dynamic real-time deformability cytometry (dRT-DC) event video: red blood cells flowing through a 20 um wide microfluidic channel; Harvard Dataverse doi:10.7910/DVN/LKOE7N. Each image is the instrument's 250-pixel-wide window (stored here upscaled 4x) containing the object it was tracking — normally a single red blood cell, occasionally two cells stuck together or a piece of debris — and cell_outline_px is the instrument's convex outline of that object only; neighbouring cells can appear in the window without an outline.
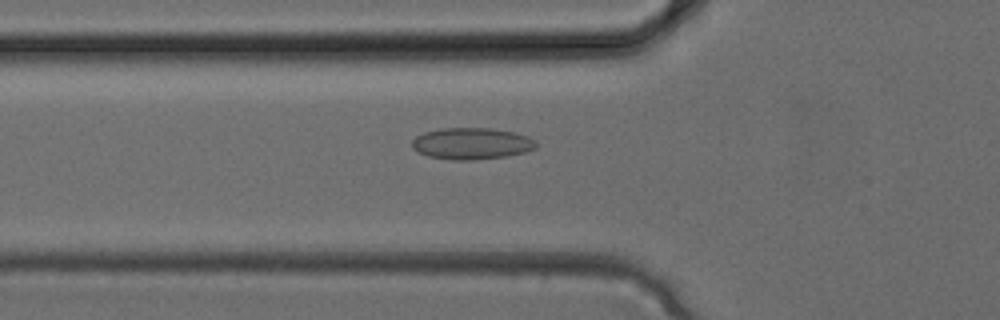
{"species": "common noctule bat (a hibernating species)", "species_latin": "Nyctalus noctula", "temperature_condition": "cold", "stored_images_in_passage": 34, "camera_frame_rate_fps": 3000, "um_per_image_px": 0.085, "animal": {"sex": "female", "body_mass_g": 24.6, "forearm_length_mm": 56.2}, "frame": {"image": 1, "passage_image": 12, "time_ms": 3.667, "image_size_px": [1000, 320], "cell_outline_px": [[536, 148], [524, 152], [508, 156], [472, 160], [452, 160], [428, 156], [412, 148], [412, 140], [416, 136], [424, 132], [440, 128], [488, 128], [516, 132], [528, 136], [536, 140]], "centroid_in_image_um": [40.1, 12.2], "position_along_channel_um": 85.7, "area_um2": 22.95}}
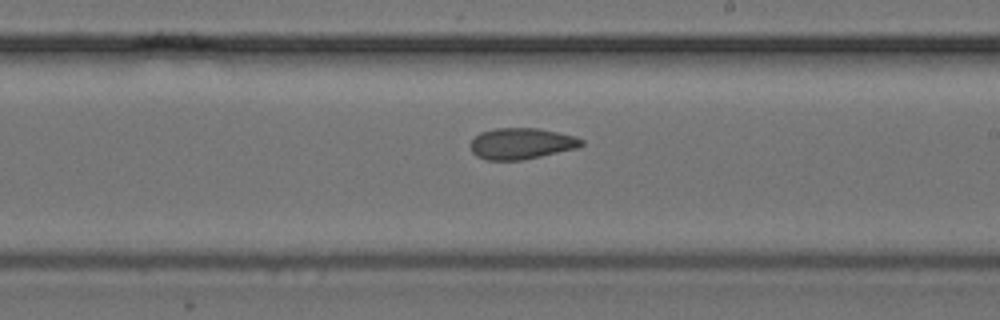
{"frame": {"image": 2, "passage_image": 20, "time_ms": 6.333, "image_size_px": [1000, 320], "cell_outline_px": [[584, 144], [576, 148], [540, 156], [520, 160], [488, 160], [476, 156], [472, 152], [472, 140], [480, 132], [496, 128], [536, 128], [576, 136], [584, 140]], "centroid_in_image_um": [44.32, 12.2], "position_along_channel_um": 244.7, "area_um2": 19.94}}
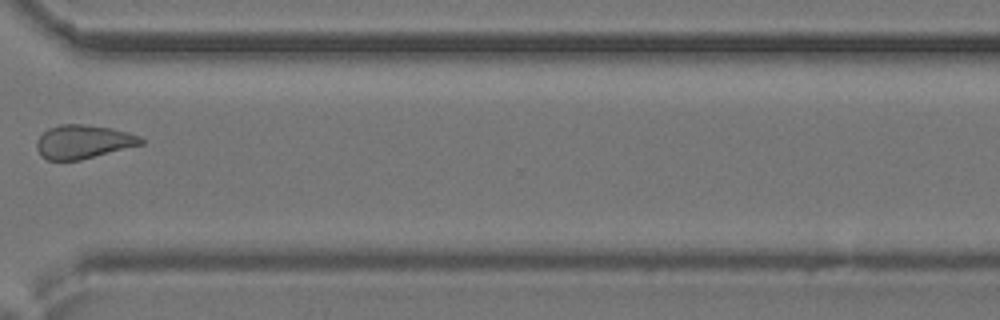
{"frame": {"image": 3, "passage_image": 26, "time_ms": 8.333, "image_size_px": [1000, 320], "cell_outline_px": [[144, 144], [80, 160], [48, 160], [40, 156], [36, 148], [36, 140], [48, 128], [60, 124], [80, 124], [112, 128], [140, 136], [144, 140]], "centroid_in_image_um": [7.06, 12.05], "position_along_channel_um": 363.5, "area_um2": 20.52}}